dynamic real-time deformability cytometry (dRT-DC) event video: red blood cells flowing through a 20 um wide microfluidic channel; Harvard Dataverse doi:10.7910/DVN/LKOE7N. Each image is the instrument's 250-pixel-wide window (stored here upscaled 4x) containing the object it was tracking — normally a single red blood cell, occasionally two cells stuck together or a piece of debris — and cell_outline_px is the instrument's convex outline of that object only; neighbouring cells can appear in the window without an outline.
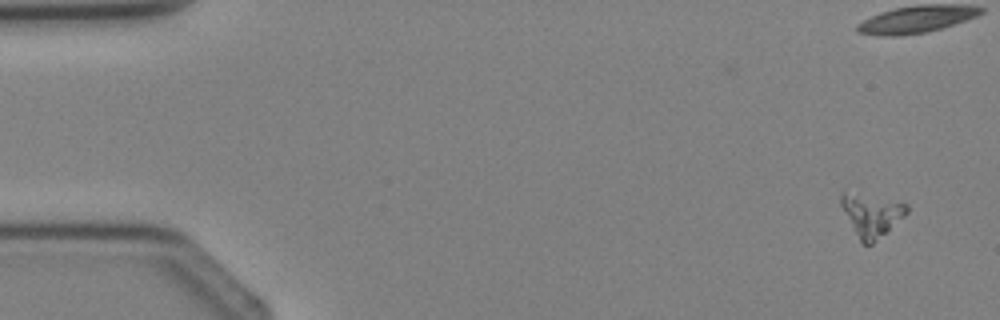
{"species": "Egyptian fruit bat (a non-hibernating species)", "species_latin": "Rousettus aegyptiacus", "temperature_condition": "cold", "stored_images_in_passage": 4, "camera_frame_rate_fps": 3000, "um_per_image_px": 0.085, "animal": {"sex": "female"}, "frame": {"image": 1, "passage_image": 1, "time_ms": 0.0, "image_size_px": [1000, 320], "cell_outline_px": [[908, 212], [904, 216], [872, 244], [864, 244], [860, 240], [840, 204], [840, 196], [844, 192], [908, 204]], "centroid_in_image_um": [74.08, 18.3], "position_along_channel_um": 10.9, "area_um2": 15.37}}